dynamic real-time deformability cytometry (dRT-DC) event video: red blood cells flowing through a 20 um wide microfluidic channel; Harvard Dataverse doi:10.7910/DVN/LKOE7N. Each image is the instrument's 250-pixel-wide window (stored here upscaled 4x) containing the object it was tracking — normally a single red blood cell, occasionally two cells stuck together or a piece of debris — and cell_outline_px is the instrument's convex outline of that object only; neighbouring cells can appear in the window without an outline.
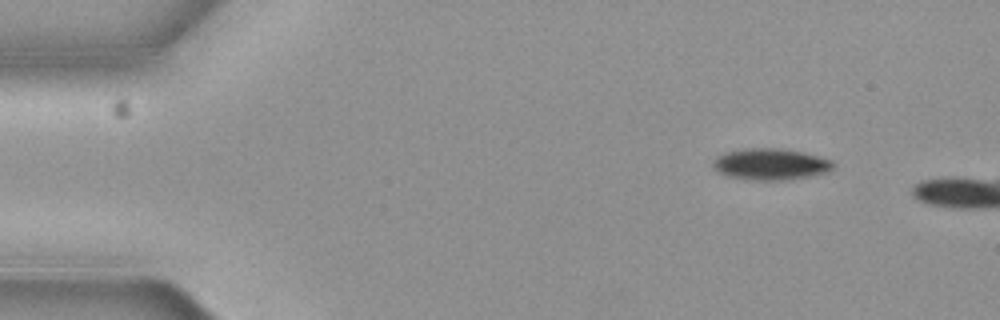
{"species": "common noctule bat (a hibernating species)", "species_latin": "Nyctalus noctula", "temperature_condition": "cold", "stored_images_in_passage": 3, "camera_frame_rate_fps": 3000, "um_per_image_px": 0.085, "animal": {"sex": "female", "body_mass_g": 19.3, "forearm_length_mm": 54.1}, "frame": {"image": 1, "passage_image": 3, "time_ms": 0.667, "image_size_px": [1000, 320], "cell_outline_px": [[836, 164], [828, 172], [808, 176], [784, 180], [744, 180], [728, 176], [716, 172], [712, 168], [712, 160], [728, 152], [752, 148], [776, 148], [800, 152], [832, 160]], "centroid_in_image_um": [65.47, 13.98], "position_along_channel_um": 19.5, "area_um2": 21.85}}